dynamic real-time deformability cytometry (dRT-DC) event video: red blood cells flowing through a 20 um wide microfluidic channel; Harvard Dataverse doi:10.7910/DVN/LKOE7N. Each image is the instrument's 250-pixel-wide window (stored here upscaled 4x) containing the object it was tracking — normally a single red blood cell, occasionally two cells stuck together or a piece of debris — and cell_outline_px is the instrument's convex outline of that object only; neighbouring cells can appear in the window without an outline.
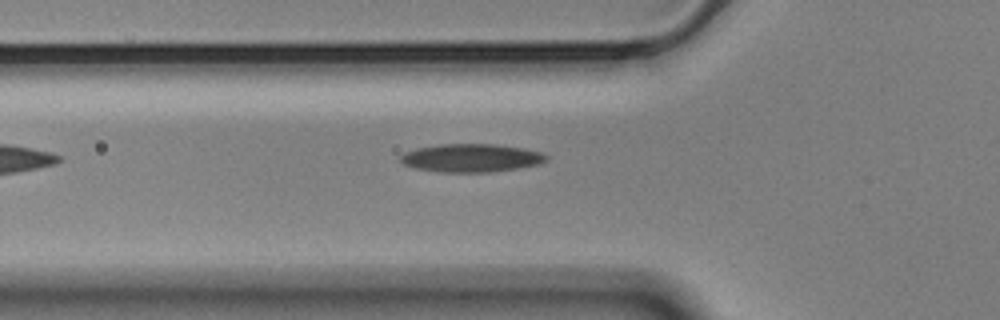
{"species": "Egyptian fruit bat (a non-hibernating species)", "species_latin": "Rousettus aegyptiacus", "temperature_condition": "cold", "stored_images_in_passage": 23, "camera_frame_rate_fps": 3000, "um_per_image_px": 0.085, "animal": {"sex": "male"}, "frame": {"image": 1, "passage_image": 4, "time_ms": 1.0, "image_size_px": [1000, 320], "cell_outline_px": [[548, 160], [540, 164], [492, 172], [440, 172], [416, 168], [404, 164], [400, 160], [400, 156], [404, 152], [416, 148], [440, 144], [496, 144], [524, 148], [540, 152], [548, 156]], "centroid_in_image_um": [40.06, 13.42], "position_along_channel_um": 85.7, "area_um2": 23.99}}
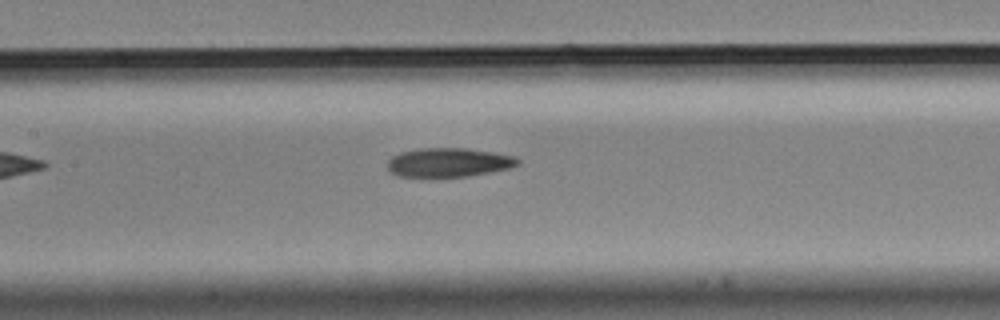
{"frame": {"image": 2, "passage_image": 11, "time_ms": 3.333, "image_size_px": [1000, 320], "cell_outline_px": [[520, 164], [512, 168], [468, 176], [400, 176], [392, 172], [388, 168], [388, 160], [392, 156], [400, 152], [420, 148], [468, 148], [516, 156], [520, 160]], "centroid_in_image_um": [38.19, 13.79], "position_along_channel_um": 169.2, "area_um2": 21.96}}
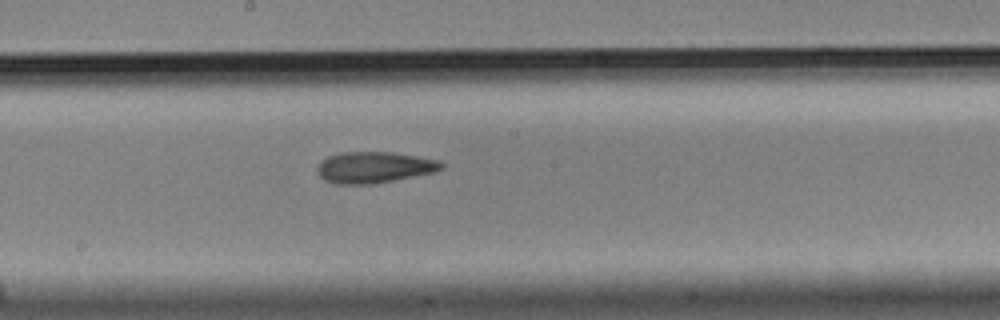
{"frame": {"image": 3, "passage_image": 15, "time_ms": 4.667, "image_size_px": [1000, 320], "cell_outline_px": [[444, 168], [436, 172], [372, 184], [332, 184], [324, 180], [316, 172], [316, 168], [320, 160], [328, 156], [340, 152], [392, 152], [440, 160], [444, 164]], "centroid_in_image_um": [31.78, 14.22], "position_along_channel_um": 216.4, "area_um2": 22.89}}